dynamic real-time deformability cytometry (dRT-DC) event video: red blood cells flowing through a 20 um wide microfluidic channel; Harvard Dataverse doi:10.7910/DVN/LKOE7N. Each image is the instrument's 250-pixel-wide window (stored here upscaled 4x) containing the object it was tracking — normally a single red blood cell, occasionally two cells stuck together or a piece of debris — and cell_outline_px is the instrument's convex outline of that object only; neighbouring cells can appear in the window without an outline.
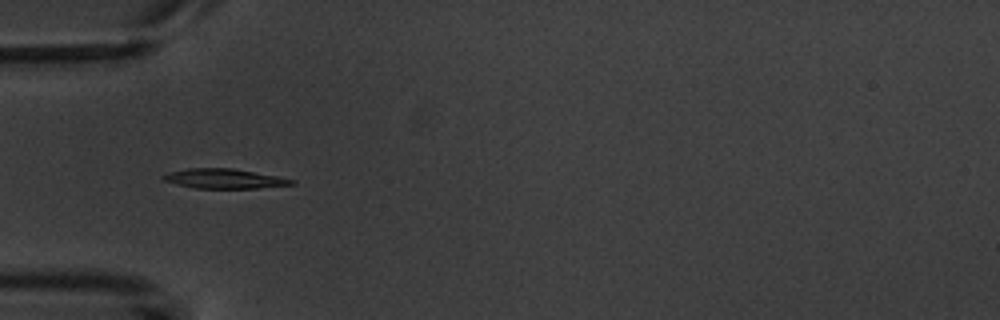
{"species": "common noctule bat (a hibernating species)", "species_latin": "Nyctalus noctula", "temperature_condition": "warm", "stored_images_in_passage": 6, "camera_frame_rate_fps": 3000, "um_per_image_px": 0.085, "animal": {"sex": "male", "body_mass_g": 20.1, "forearm_length_mm": 53.5}, "frame": {"image": 1, "passage_image": 6, "time_ms": 6.0, "image_size_px": [1000, 320], "cell_outline_px": [[296, 184], [256, 188], [196, 188], [164, 180], [160, 176], [172, 172], [188, 168], [232, 168], [280, 176], [296, 180]], "centroid_in_image_um": [19.15, 15.18], "position_along_channel_um": 65.8, "area_um2": 14.57}}